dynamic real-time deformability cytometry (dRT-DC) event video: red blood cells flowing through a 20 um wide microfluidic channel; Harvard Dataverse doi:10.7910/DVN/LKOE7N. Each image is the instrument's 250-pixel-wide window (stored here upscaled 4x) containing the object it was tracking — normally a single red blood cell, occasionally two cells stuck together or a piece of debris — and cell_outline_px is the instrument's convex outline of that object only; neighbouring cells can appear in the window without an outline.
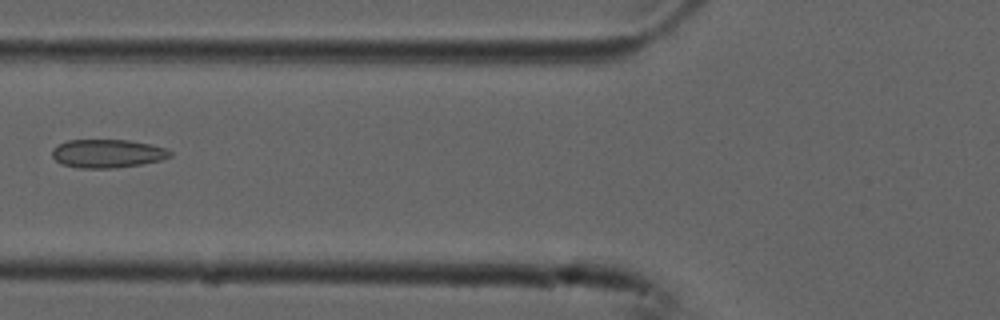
{"species": "common noctule bat (a hibernating species)", "species_latin": "Nyctalus noctula", "temperature_condition": "cold", "stored_images_in_passage": 7, "camera_frame_rate_fps": 3000, "um_per_image_px": 0.085, "animal": {"sex": "male", "forearm_length_mm": 52.5}, "frame": {"image": 1, "passage_image": 6, "time_ms": 1.667, "image_size_px": [1000, 320], "cell_outline_px": [[172, 156], [160, 160], [140, 164], [116, 168], [80, 168], [60, 164], [52, 156], [52, 148], [68, 140], [128, 140], [152, 144], [168, 148], [172, 152]], "centroid_in_image_um": [9.15, 13.05], "position_along_channel_um": 116.6, "area_um2": 19.65}}
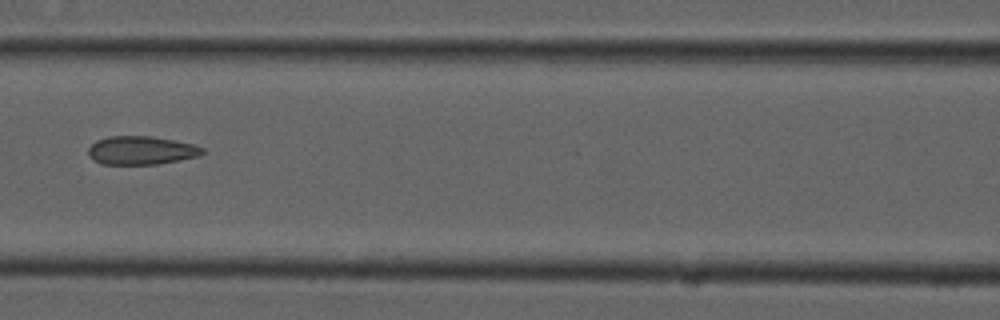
{"frame": {"image": 2, "passage_image": 7, "time_ms": 2.0, "image_size_px": [1000, 320], "cell_outline_px": [[204, 152], [200, 156], [156, 164], [100, 164], [88, 152], [88, 148], [96, 140], [108, 136], [152, 136], [192, 144], [204, 148]], "centroid_in_image_um": [12.01, 12.77], "position_along_channel_um": 154.6, "area_um2": 18.73}}